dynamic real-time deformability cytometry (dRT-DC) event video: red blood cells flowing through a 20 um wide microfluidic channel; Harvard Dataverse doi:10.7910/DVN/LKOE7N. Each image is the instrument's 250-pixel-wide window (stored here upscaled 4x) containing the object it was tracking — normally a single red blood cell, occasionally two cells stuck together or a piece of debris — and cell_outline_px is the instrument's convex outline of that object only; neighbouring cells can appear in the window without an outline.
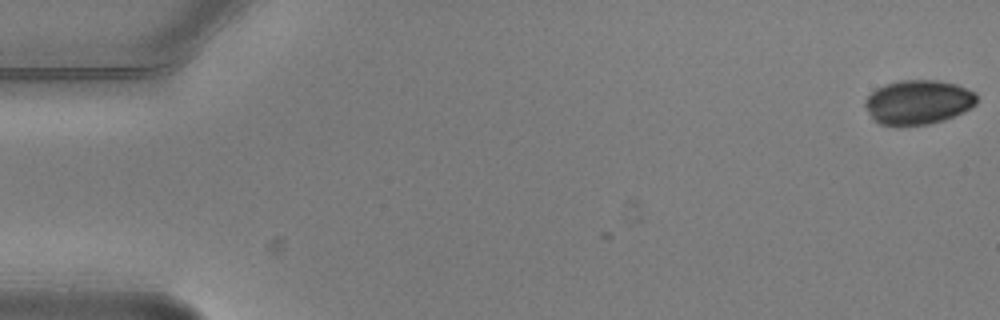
{"species": "common noctule bat (a hibernating species)", "species_latin": "Nyctalus noctula", "temperature_condition": "warm", "stored_images_in_passage": 3, "camera_frame_rate_fps": 3000, "um_per_image_px": 0.085, "animal": {"sex": "male", "body_mass_g": 20.5, "forearm_length_mm": 52.5}, "frame": {"image": 1, "passage_image": 1, "time_ms": 0.0, "image_size_px": [1000, 320], "cell_outline_px": [[976, 104], [944, 120], [928, 124], [880, 124], [868, 112], [864, 104], [864, 100], [876, 88], [884, 84], [900, 80], [936, 80], [956, 84], [976, 92]], "centroid_in_image_um": [78.03, 8.65], "position_along_channel_um": 7.0, "area_um2": 28.38}}